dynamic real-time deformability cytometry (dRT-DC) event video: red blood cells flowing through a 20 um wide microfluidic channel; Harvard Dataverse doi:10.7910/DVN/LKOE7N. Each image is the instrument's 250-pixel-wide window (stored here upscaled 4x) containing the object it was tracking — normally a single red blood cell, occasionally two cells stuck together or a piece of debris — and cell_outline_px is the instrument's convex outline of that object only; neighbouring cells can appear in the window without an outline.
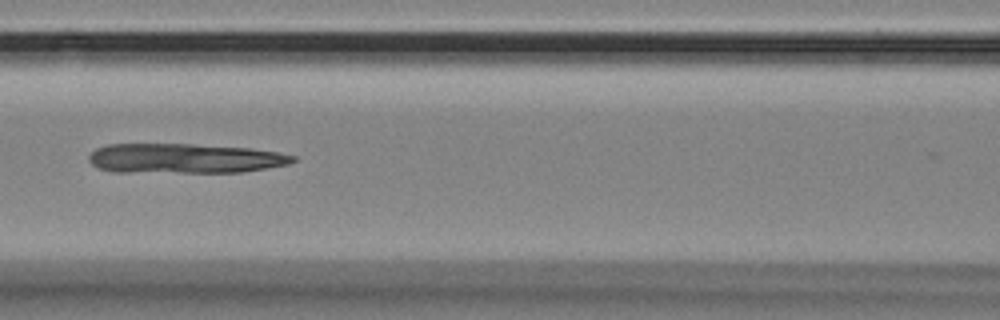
{"species": "Egyptian fruit bat (a non-hibernating species)", "species_latin": "Rousettus aegyptiacus", "temperature_condition": "room temperature", "stored_images_in_passage": 51, "camera_frame_rate_fps": 3000, "um_per_image_px": 0.085, "animal": {"sex": "female"}, "frame": {"image": 1, "passage_image": 24, "time_ms": 7.667, "image_size_px": [1000, 320], "cell_outline_px": [[296, 160], [288, 164], [244, 172], [112, 172], [100, 168], [92, 164], [88, 160], [88, 156], [96, 148], [108, 144], [192, 144], [248, 148], [276, 152], [296, 156]], "centroid_in_image_um": [15.66, 13.47], "position_along_channel_um": 150.9, "area_um2": 35.32}}
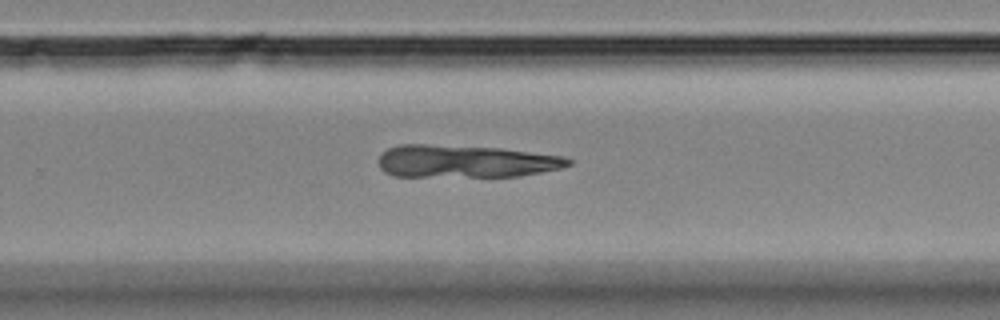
{"frame": {"image": 2, "passage_image": 36, "time_ms": 11.667, "image_size_px": [1000, 320], "cell_outline_px": [[572, 164], [560, 168], [520, 176], [392, 176], [384, 172], [380, 168], [380, 152], [388, 148], [400, 144], [424, 144], [500, 148], [564, 156], [572, 160]], "centroid_in_image_um": [39.55, 13.71], "position_along_channel_um": 290.3, "area_um2": 35.95}}
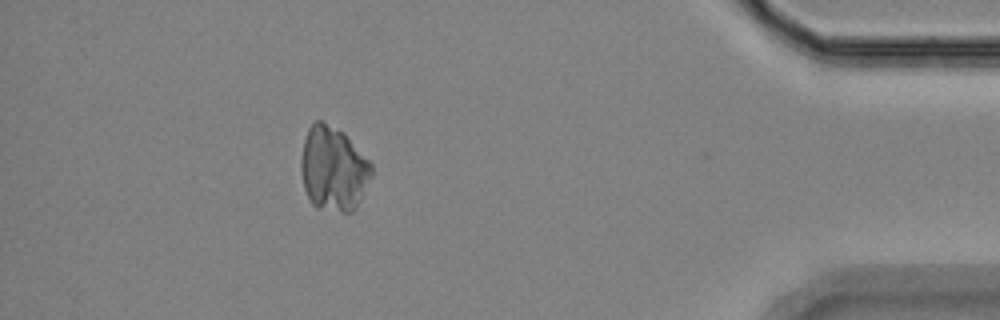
{"frame": {"image": 3, "passage_image": 50, "time_ms": 16.333, "image_size_px": [1000, 320], "cell_outline_px": [[372, 176], [356, 208], [352, 212], [340, 212], [316, 208], [312, 204], [304, 188], [300, 168], [300, 160], [304, 140], [308, 128], [316, 120], [320, 120], [344, 132], [372, 164]], "centroid_in_image_um": [28.33, 14.36], "position_along_channel_um": 406.9, "area_um2": 34.85}}